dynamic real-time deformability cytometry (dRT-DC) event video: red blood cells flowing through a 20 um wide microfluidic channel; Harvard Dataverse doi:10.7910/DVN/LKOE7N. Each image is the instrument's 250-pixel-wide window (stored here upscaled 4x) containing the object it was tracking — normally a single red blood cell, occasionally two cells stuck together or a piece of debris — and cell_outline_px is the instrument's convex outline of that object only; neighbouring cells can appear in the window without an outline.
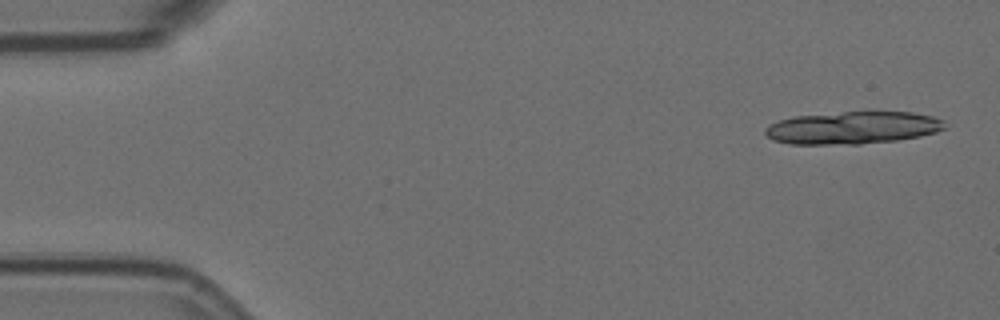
{"species": "Egyptian fruit bat (a non-hibernating species)", "species_latin": "Rousettus aegyptiacus", "temperature_condition": "room temperature", "stored_images_in_passage": 8, "camera_frame_rate_fps": 3000, "um_per_image_px": 0.085, "animal": {"sex": "female"}, "frame": {"image": 1, "passage_image": 1, "time_ms": 0.0, "image_size_px": [1000, 320], "cell_outline_px": [[944, 128], [936, 132], [920, 136], [896, 140], [860, 144], [788, 144], [772, 140], [764, 132], [764, 128], [768, 124], [780, 120], [796, 116], [868, 108], [912, 112], [932, 116], [940, 120]], "centroid_in_image_um": [72.45, 10.81], "position_along_channel_um": 12.5, "area_um2": 35.08}}